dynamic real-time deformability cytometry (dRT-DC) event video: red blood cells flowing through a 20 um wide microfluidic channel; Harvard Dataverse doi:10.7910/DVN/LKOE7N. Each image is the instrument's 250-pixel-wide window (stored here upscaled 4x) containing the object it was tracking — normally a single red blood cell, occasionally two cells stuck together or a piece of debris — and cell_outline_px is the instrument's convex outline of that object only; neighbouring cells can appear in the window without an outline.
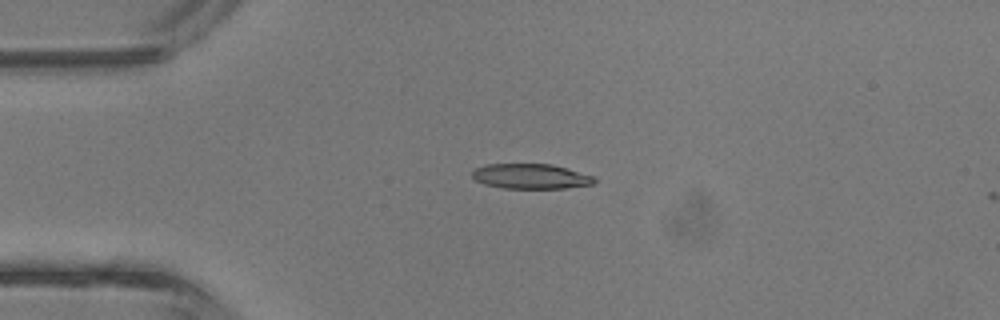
{"species": "common noctule bat (a hibernating species)", "species_latin": "Nyctalus noctula", "temperature_condition": "room temperature", "stored_images_in_passage": 4, "camera_frame_rate_fps": 3000, "um_per_image_px": 0.085, "animal": {"sex": "male", "body_mass_g": 13.3}, "frame": {"image": 1, "passage_image": 3, "time_ms": 0.667, "image_size_px": [1000, 320], "cell_outline_px": [[596, 180], [592, 184], [564, 188], [504, 188], [484, 184], [476, 180], [472, 176], [472, 172], [476, 168], [484, 164], [552, 164], [592, 176]], "centroid_in_image_um": [45.07, 14.98], "position_along_channel_um": 39.9, "area_um2": 17.57}}